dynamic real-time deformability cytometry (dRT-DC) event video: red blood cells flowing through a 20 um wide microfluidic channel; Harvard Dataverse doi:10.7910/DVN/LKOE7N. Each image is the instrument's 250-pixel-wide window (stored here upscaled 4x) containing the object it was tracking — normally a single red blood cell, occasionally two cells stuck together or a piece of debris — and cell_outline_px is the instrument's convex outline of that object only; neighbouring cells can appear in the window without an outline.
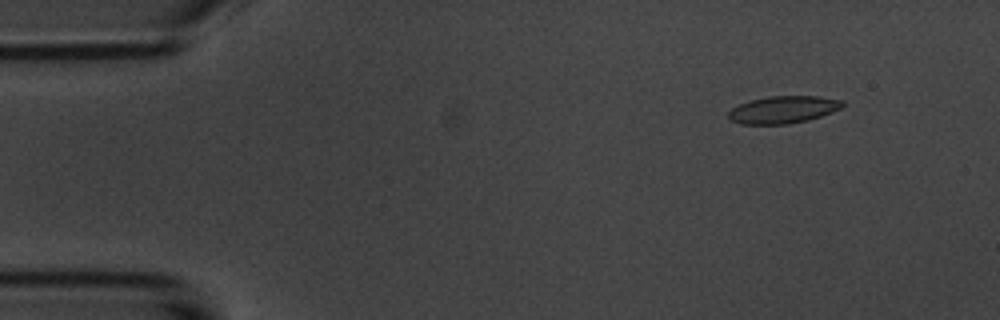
{"species": "common noctule bat (a hibernating species)", "species_latin": "Nyctalus noctula", "temperature_condition": "room temperature", "stored_images_in_passage": 9, "camera_frame_rate_fps": 3000, "um_per_image_px": 0.085, "animal": {"sex": "male", "body_mass_g": 20.1, "forearm_length_mm": 53.5}, "frame": {"image": 1, "passage_image": 1, "time_ms": 0.0, "image_size_px": [1000, 320], "cell_outline_px": [[844, 104], [840, 108], [832, 112], [808, 120], [788, 124], [740, 124], [728, 120], [728, 112], [732, 108], [740, 104], [752, 100], [772, 96], [816, 96], [844, 100]], "centroid_in_image_um": [66.56, 9.33], "position_along_channel_um": 18.4, "area_um2": 18.09}}
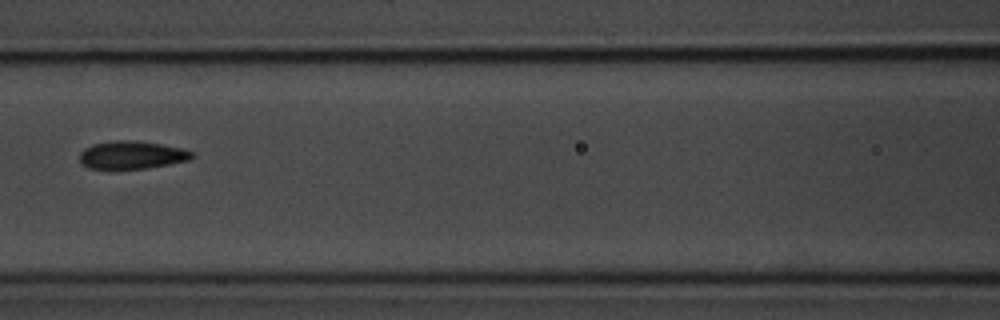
{"frame": {"image": 2, "passage_image": 6, "time_ms": 6.0, "image_size_px": [1000, 320], "cell_outline_px": [[196, 156], [192, 160], [148, 168], [88, 168], [80, 164], [80, 152], [84, 148], [92, 144], [112, 140], [136, 140], [164, 144], [184, 148], [192, 152]], "centroid_in_image_um": [11.25, 13.15], "position_along_channel_um": 155.4, "area_um2": 18.61}}
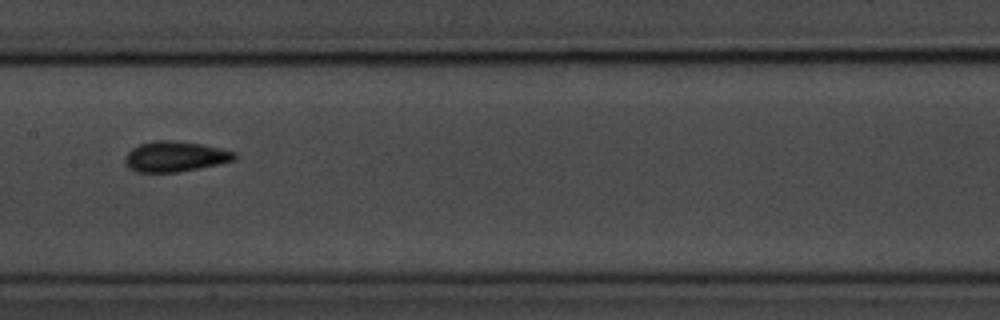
{"frame": {"image": 3, "passage_image": 7, "time_ms": 7.0, "image_size_px": [1000, 320], "cell_outline_px": [[236, 160], [200, 168], [180, 172], [136, 172], [128, 168], [124, 164], [124, 156], [132, 148], [140, 144], [156, 140], [172, 140], [204, 144], [236, 152]], "centroid_in_image_um": [14.87, 13.31], "position_along_channel_um": 192.5, "area_um2": 19.65}}